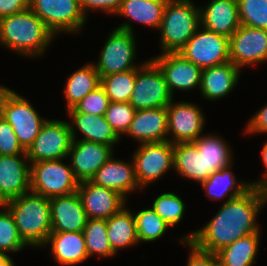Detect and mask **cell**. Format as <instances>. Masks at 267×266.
Instances as JSON below:
<instances>
[{
  "label": "cell",
  "mask_w": 267,
  "mask_h": 266,
  "mask_svg": "<svg viewBox=\"0 0 267 266\" xmlns=\"http://www.w3.org/2000/svg\"><path fill=\"white\" fill-rule=\"evenodd\" d=\"M62 95L65 101L66 111L73 108L87 94L95 90L100 85V77L92 61L86 62L81 67L73 70L69 76H66L63 84Z\"/></svg>",
  "instance_id": "4dcf8cb0"
},
{
  "label": "cell",
  "mask_w": 267,
  "mask_h": 266,
  "mask_svg": "<svg viewBox=\"0 0 267 266\" xmlns=\"http://www.w3.org/2000/svg\"><path fill=\"white\" fill-rule=\"evenodd\" d=\"M131 157L143 192L174 171V144L169 141L137 144Z\"/></svg>",
  "instance_id": "52a82bcc"
},
{
  "label": "cell",
  "mask_w": 267,
  "mask_h": 266,
  "mask_svg": "<svg viewBox=\"0 0 267 266\" xmlns=\"http://www.w3.org/2000/svg\"><path fill=\"white\" fill-rule=\"evenodd\" d=\"M207 1L199 5L201 26L229 38L241 25L237 0Z\"/></svg>",
  "instance_id": "484cf974"
},
{
  "label": "cell",
  "mask_w": 267,
  "mask_h": 266,
  "mask_svg": "<svg viewBox=\"0 0 267 266\" xmlns=\"http://www.w3.org/2000/svg\"><path fill=\"white\" fill-rule=\"evenodd\" d=\"M30 7V0H0V19L23 12Z\"/></svg>",
  "instance_id": "f6af8a7d"
},
{
  "label": "cell",
  "mask_w": 267,
  "mask_h": 266,
  "mask_svg": "<svg viewBox=\"0 0 267 266\" xmlns=\"http://www.w3.org/2000/svg\"><path fill=\"white\" fill-rule=\"evenodd\" d=\"M136 33L118 28L108 32L99 56L93 61L100 79L103 76L130 71L140 67L145 61H137L138 41Z\"/></svg>",
  "instance_id": "8992f818"
},
{
  "label": "cell",
  "mask_w": 267,
  "mask_h": 266,
  "mask_svg": "<svg viewBox=\"0 0 267 266\" xmlns=\"http://www.w3.org/2000/svg\"><path fill=\"white\" fill-rule=\"evenodd\" d=\"M31 164L26 152L0 155V203L20 197L30 191Z\"/></svg>",
  "instance_id": "ac0fdd59"
},
{
  "label": "cell",
  "mask_w": 267,
  "mask_h": 266,
  "mask_svg": "<svg viewBox=\"0 0 267 266\" xmlns=\"http://www.w3.org/2000/svg\"><path fill=\"white\" fill-rule=\"evenodd\" d=\"M178 53L201 69L221 65L230 61L229 38L200 26Z\"/></svg>",
  "instance_id": "4fadbf2b"
},
{
  "label": "cell",
  "mask_w": 267,
  "mask_h": 266,
  "mask_svg": "<svg viewBox=\"0 0 267 266\" xmlns=\"http://www.w3.org/2000/svg\"><path fill=\"white\" fill-rule=\"evenodd\" d=\"M114 153L116 151L111 146L86 140H73L67 159L75 178L82 182L91 180Z\"/></svg>",
  "instance_id": "e0dca14e"
},
{
  "label": "cell",
  "mask_w": 267,
  "mask_h": 266,
  "mask_svg": "<svg viewBox=\"0 0 267 266\" xmlns=\"http://www.w3.org/2000/svg\"><path fill=\"white\" fill-rule=\"evenodd\" d=\"M240 24L267 30V0H237Z\"/></svg>",
  "instance_id": "f35d334b"
},
{
  "label": "cell",
  "mask_w": 267,
  "mask_h": 266,
  "mask_svg": "<svg viewBox=\"0 0 267 266\" xmlns=\"http://www.w3.org/2000/svg\"><path fill=\"white\" fill-rule=\"evenodd\" d=\"M133 211L136 221V233L140 243H152L163 238L172 227L164 221L150 205Z\"/></svg>",
  "instance_id": "836d02e7"
},
{
  "label": "cell",
  "mask_w": 267,
  "mask_h": 266,
  "mask_svg": "<svg viewBox=\"0 0 267 266\" xmlns=\"http://www.w3.org/2000/svg\"><path fill=\"white\" fill-rule=\"evenodd\" d=\"M30 164L31 192L47 198L77 192L79 181L75 178L67 158Z\"/></svg>",
  "instance_id": "9c48e42d"
},
{
  "label": "cell",
  "mask_w": 267,
  "mask_h": 266,
  "mask_svg": "<svg viewBox=\"0 0 267 266\" xmlns=\"http://www.w3.org/2000/svg\"><path fill=\"white\" fill-rule=\"evenodd\" d=\"M85 246L89 259H113L117 254L112 250L107 236L106 219H88L83 230Z\"/></svg>",
  "instance_id": "d6a6232c"
},
{
  "label": "cell",
  "mask_w": 267,
  "mask_h": 266,
  "mask_svg": "<svg viewBox=\"0 0 267 266\" xmlns=\"http://www.w3.org/2000/svg\"><path fill=\"white\" fill-rule=\"evenodd\" d=\"M266 197V206H267V186L263 189Z\"/></svg>",
  "instance_id": "c3c4849f"
},
{
  "label": "cell",
  "mask_w": 267,
  "mask_h": 266,
  "mask_svg": "<svg viewBox=\"0 0 267 266\" xmlns=\"http://www.w3.org/2000/svg\"><path fill=\"white\" fill-rule=\"evenodd\" d=\"M206 131L192 142L207 160V178L216 171L235 163L234 148L221 134Z\"/></svg>",
  "instance_id": "f546056e"
},
{
  "label": "cell",
  "mask_w": 267,
  "mask_h": 266,
  "mask_svg": "<svg viewBox=\"0 0 267 266\" xmlns=\"http://www.w3.org/2000/svg\"><path fill=\"white\" fill-rule=\"evenodd\" d=\"M243 127L241 133L245 136H257V134L265 136L267 134V102L265 105H261L254 114L252 113Z\"/></svg>",
  "instance_id": "ee69618b"
},
{
  "label": "cell",
  "mask_w": 267,
  "mask_h": 266,
  "mask_svg": "<svg viewBox=\"0 0 267 266\" xmlns=\"http://www.w3.org/2000/svg\"><path fill=\"white\" fill-rule=\"evenodd\" d=\"M26 150L20 145L13 128L0 116V155H18Z\"/></svg>",
  "instance_id": "60d3db41"
},
{
  "label": "cell",
  "mask_w": 267,
  "mask_h": 266,
  "mask_svg": "<svg viewBox=\"0 0 267 266\" xmlns=\"http://www.w3.org/2000/svg\"><path fill=\"white\" fill-rule=\"evenodd\" d=\"M72 140H86L111 146L114 150L121 140L104 115L79 113L74 108L66 111ZM121 142V143H120Z\"/></svg>",
  "instance_id": "d6986e66"
},
{
  "label": "cell",
  "mask_w": 267,
  "mask_h": 266,
  "mask_svg": "<svg viewBox=\"0 0 267 266\" xmlns=\"http://www.w3.org/2000/svg\"><path fill=\"white\" fill-rule=\"evenodd\" d=\"M4 205L12 213L24 243L30 249L41 250L52 232L49 198L29 191Z\"/></svg>",
  "instance_id": "3957f363"
},
{
  "label": "cell",
  "mask_w": 267,
  "mask_h": 266,
  "mask_svg": "<svg viewBox=\"0 0 267 266\" xmlns=\"http://www.w3.org/2000/svg\"><path fill=\"white\" fill-rule=\"evenodd\" d=\"M183 245L188 248L186 266H219L217 254L200 250L191 241H184Z\"/></svg>",
  "instance_id": "7bdbcfd3"
},
{
  "label": "cell",
  "mask_w": 267,
  "mask_h": 266,
  "mask_svg": "<svg viewBox=\"0 0 267 266\" xmlns=\"http://www.w3.org/2000/svg\"><path fill=\"white\" fill-rule=\"evenodd\" d=\"M0 85V116L13 128L20 145L27 150L47 121L22 93Z\"/></svg>",
  "instance_id": "5b68a950"
},
{
  "label": "cell",
  "mask_w": 267,
  "mask_h": 266,
  "mask_svg": "<svg viewBox=\"0 0 267 266\" xmlns=\"http://www.w3.org/2000/svg\"><path fill=\"white\" fill-rule=\"evenodd\" d=\"M81 10L89 20L90 13H102L113 16L120 9L123 0H79Z\"/></svg>",
  "instance_id": "b9f144b4"
},
{
  "label": "cell",
  "mask_w": 267,
  "mask_h": 266,
  "mask_svg": "<svg viewBox=\"0 0 267 266\" xmlns=\"http://www.w3.org/2000/svg\"><path fill=\"white\" fill-rule=\"evenodd\" d=\"M52 232H80L88 217L77 192L49 198Z\"/></svg>",
  "instance_id": "603a6c76"
},
{
  "label": "cell",
  "mask_w": 267,
  "mask_h": 266,
  "mask_svg": "<svg viewBox=\"0 0 267 266\" xmlns=\"http://www.w3.org/2000/svg\"><path fill=\"white\" fill-rule=\"evenodd\" d=\"M171 95L165 77L159 66L151 59L137 68L135 85L130 104L138 110L167 107Z\"/></svg>",
  "instance_id": "8fae6325"
},
{
  "label": "cell",
  "mask_w": 267,
  "mask_h": 266,
  "mask_svg": "<svg viewBox=\"0 0 267 266\" xmlns=\"http://www.w3.org/2000/svg\"><path fill=\"white\" fill-rule=\"evenodd\" d=\"M161 69L168 89L176 98L180 93L195 92L197 89L199 94L201 84L202 69L197 67L194 63L184 58L178 52H168L156 54L150 57Z\"/></svg>",
  "instance_id": "9a60e30c"
},
{
  "label": "cell",
  "mask_w": 267,
  "mask_h": 266,
  "mask_svg": "<svg viewBox=\"0 0 267 266\" xmlns=\"http://www.w3.org/2000/svg\"><path fill=\"white\" fill-rule=\"evenodd\" d=\"M12 256L0 254V266H16Z\"/></svg>",
  "instance_id": "7dc6e473"
},
{
  "label": "cell",
  "mask_w": 267,
  "mask_h": 266,
  "mask_svg": "<svg viewBox=\"0 0 267 266\" xmlns=\"http://www.w3.org/2000/svg\"><path fill=\"white\" fill-rule=\"evenodd\" d=\"M77 193L88 219H109L127 203L118 192L99 186L91 180L79 182Z\"/></svg>",
  "instance_id": "ffe728a7"
},
{
  "label": "cell",
  "mask_w": 267,
  "mask_h": 266,
  "mask_svg": "<svg viewBox=\"0 0 267 266\" xmlns=\"http://www.w3.org/2000/svg\"><path fill=\"white\" fill-rule=\"evenodd\" d=\"M173 98L167 109L168 141L172 144L194 142L205 134L207 116L202 104ZM204 131V132H203Z\"/></svg>",
  "instance_id": "30bf717a"
},
{
  "label": "cell",
  "mask_w": 267,
  "mask_h": 266,
  "mask_svg": "<svg viewBox=\"0 0 267 266\" xmlns=\"http://www.w3.org/2000/svg\"><path fill=\"white\" fill-rule=\"evenodd\" d=\"M28 246L20 238L14 217L10 210L0 205V254L9 255L23 252Z\"/></svg>",
  "instance_id": "8d00e7d4"
},
{
  "label": "cell",
  "mask_w": 267,
  "mask_h": 266,
  "mask_svg": "<svg viewBox=\"0 0 267 266\" xmlns=\"http://www.w3.org/2000/svg\"><path fill=\"white\" fill-rule=\"evenodd\" d=\"M200 26L199 4L194 0L167 2L158 30V54L180 51Z\"/></svg>",
  "instance_id": "277c9868"
},
{
  "label": "cell",
  "mask_w": 267,
  "mask_h": 266,
  "mask_svg": "<svg viewBox=\"0 0 267 266\" xmlns=\"http://www.w3.org/2000/svg\"><path fill=\"white\" fill-rule=\"evenodd\" d=\"M29 8L57 38L80 35L88 23L79 0H30Z\"/></svg>",
  "instance_id": "ba28073f"
},
{
  "label": "cell",
  "mask_w": 267,
  "mask_h": 266,
  "mask_svg": "<svg viewBox=\"0 0 267 266\" xmlns=\"http://www.w3.org/2000/svg\"><path fill=\"white\" fill-rule=\"evenodd\" d=\"M166 3L164 0H123L114 17L124 18V22L115 28L136 33L133 24H139L157 33Z\"/></svg>",
  "instance_id": "7402d4cb"
},
{
  "label": "cell",
  "mask_w": 267,
  "mask_h": 266,
  "mask_svg": "<svg viewBox=\"0 0 267 266\" xmlns=\"http://www.w3.org/2000/svg\"><path fill=\"white\" fill-rule=\"evenodd\" d=\"M229 58L241 71L267 64V30L240 25L229 37Z\"/></svg>",
  "instance_id": "5bb4252c"
},
{
  "label": "cell",
  "mask_w": 267,
  "mask_h": 266,
  "mask_svg": "<svg viewBox=\"0 0 267 266\" xmlns=\"http://www.w3.org/2000/svg\"><path fill=\"white\" fill-rule=\"evenodd\" d=\"M149 205L172 229L179 226L186 218L185 214L188 206L182 197L174 191L158 194Z\"/></svg>",
  "instance_id": "e575fe53"
},
{
  "label": "cell",
  "mask_w": 267,
  "mask_h": 266,
  "mask_svg": "<svg viewBox=\"0 0 267 266\" xmlns=\"http://www.w3.org/2000/svg\"><path fill=\"white\" fill-rule=\"evenodd\" d=\"M262 229L218 251L219 266H255L262 242Z\"/></svg>",
  "instance_id": "1f68e13d"
},
{
  "label": "cell",
  "mask_w": 267,
  "mask_h": 266,
  "mask_svg": "<svg viewBox=\"0 0 267 266\" xmlns=\"http://www.w3.org/2000/svg\"><path fill=\"white\" fill-rule=\"evenodd\" d=\"M130 158L128 160L126 158L120 159L114 153L98 169L91 181L99 186L118 192L127 201H129L131 195L133 196V193L134 195L138 192V194L144 193L136 179L134 161L131 156Z\"/></svg>",
  "instance_id": "2e32d148"
},
{
  "label": "cell",
  "mask_w": 267,
  "mask_h": 266,
  "mask_svg": "<svg viewBox=\"0 0 267 266\" xmlns=\"http://www.w3.org/2000/svg\"><path fill=\"white\" fill-rule=\"evenodd\" d=\"M137 69L106 75L100 79V85L110 102H130L135 85Z\"/></svg>",
  "instance_id": "d590c367"
},
{
  "label": "cell",
  "mask_w": 267,
  "mask_h": 266,
  "mask_svg": "<svg viewBox=\"0 0 267 266\" xmlns=\"http://www.w3.org/2000/svg\"><path fill=\"white\" fill-rule=\"evenodd\" d=\"M174 171L178 177L198 185L207 179V160L192 143L174 144Z\"/></svg>",
  "instance_id": "f1b7e54d"
},
{
  "label": "cell",
  "mask_w": 267,
  "mask_h": 266,
  "mask_svg": "<svg viewBox=\"0 0 267 266\" xmlns=\"http://www.w3.org/2000/svg\"><path fill=\"white\" fill-rule=\"evenodd\" d=\"M265 208L264 190L251 187L243 195L220 205L203 226L174 240L180 245L191 241L198 249L216 254L236 240L260 231L262 226L258 219Z\"/></svg>",
  "instance_id": "6da1fadb"
},
{
  "label": "cell",
  "mask_w": 267,
  "mask_h": 266,
  "mask_svg": "<svg viewBox=\"0 0 267 266\" xmlns=\"http://www.w3.org/2000/svg\"><path fill=\"white\" fill-rule=\"evenodd\" d=\"M110 99L105 90L99 85L95 90L87 94L73 108L79 113L90 115H105L109 107Z\"/></svg>",
  "instance_id": "ab89813d"
},
{
  "label": "cell",
  "mask_w": 267,
  "mask_h": 266,
  "mask_svg": "<svg viewBox=\"0 0 267 266\" xmlns=\"http://www.w3.org/2000/svg\"><path fill=\"white\" fill-rule=\"evenodd\" d=\"M64 119L48 118L43 124L39 134L26 150L30 163L67 158L73 140L69 122Z\"/></svg>",
  "instance_id": "7c38bea8"
},
{
  "label": "cell",
  "mask_w": 267,
  "mask_h": 266,
  "mask_svg": "<svg viewBox=\"0 0 267 266\" xmlns=\"http://www.w3.org/2000/svg\"><path fill=\"white\" fill-rule=\"evenodd\" d=\"M41 249L49 250L58 266H77L89 259L83 231L51 232Z\"/></svg>",
  "instance_id": "cb8c5ba5"
},
{
  "label": "cell",
  "mask_w": 267,
  "mask_h": 266,
  "mask_svg": "<svg viewBox=\"0 0 267 266\" xmlns=\"http://www.w3.org/2000/svg\"><path fill=\"white\" fill-rule=\"evenodd\" d=\"M129 202L107 219V236L112 250L118 255L123 250L133 249L140 243L136 233V221Z\"/></svg>",
  "instance_id": "83f0119b"
},
{
  "label": "cell",
  "mask_w": 267,
  "mask_h": 266,
  "mask_svg": "<svg viewBox=\"0 0 267 266\" xmlns=\"http://www.w3.org/2000/svg\"><path fill=\"white\" fill-rule=\"evenodd\" d=\"M243 72L232 62L202 69L199 95L201 99L217 102L236 93V87L241 81Z\"/></svg>",
  "instance_id": "44dd1931"
},
{
  "label": "cell",
  "mask_w": 267,
  "mask_h": 266,
  "mask_svg": "<svg viewBox=\"0 0 267 266\" xmlns=\"http://www.w3.org/2000/svg\"><path fill=\"white\" fill-rule=\"evenodd\" d=\"M56 39L58 40L30 8L0 19V47L23 59L45 57Z\"/></svg>",
  "instance_id": "7a4b0ae2"
},
{
  "label": "cell",
  "mask_w": 267,
  "mask_h": 266,
  "mask_svg": "<svg viewBox=\"0 0 267 266\" xmlns=\"http://www.w3.org/2000/svg\"><path fill=\"white\" fill-rule=\"evenodd\" d=\"M166 2L179 1V0H164Z\"/></svg>",
  "instance_id": "681fc988"
},
{
  "label": "cell",
  "mask_w": 267,
  "mask_h": 266,
  "mask_svg": "<svg viewBox=\"0 0 267 266\" xmlns=\"http://www.w3.org/2000/svg\"><path fill=\"white\" fill-rule=\"evenodd\" d=\"M262 144V148L260 151V158L261 163L263 164V168L265 169L262 171L260 177L257 179H249L251 186L259 189H264L267 186V139L265 138V141Z\"/></svg>",
  "instance_id": "bcb514c9"
},
{
  "label": "cell",
  "mask_w": 267,
  "mask_h": 266,
  "mask_svg": "<svg viewBox=\"0 0 267 266\" xmlns=\"http://www.w3.org/2000/svg\"><path fill=\"white\" fill-rule=\"evenodd\" d=\"M126 137L136 145L168 141L166 107L136 111Z\"/></svg>",
  "instance_id": "d4e9b609"
},
{
  "label": "cell",
  "mask_w": 267,
  "mask_h": 266,
  "mask_svg": "<svg viewBox=\"0 0 267 266\" xmlns=\"http://www.w3.org/2000/svg\"><path fill=\"white\" fill-rule=\"evenodd\" d=\"M233 167L234 164L220 169L199 184L205 191L208 200L213 202H221L222 200V203H225L233 198L243 195L252 187L250 180L237 178V174L234 173L235 169Z\"/></svg>",
  "instance_id": "4316f807"
},
{
  "label": "cell",
  "mask_w": 267,
  "mask_h": 266,
  "mask_svg": "<svg viewBox=\"0 0 267 266\" xmlns=\"http://www.w3.org/2000/svg\"><path fill=\"white\" fill-rule=\"evenodd\" d=\"M135 112L136 109L129 102H110L104 116L121 140L130 128Z\"/></svg>",
  "instance_id": "74e56055"
}]
</instances>
